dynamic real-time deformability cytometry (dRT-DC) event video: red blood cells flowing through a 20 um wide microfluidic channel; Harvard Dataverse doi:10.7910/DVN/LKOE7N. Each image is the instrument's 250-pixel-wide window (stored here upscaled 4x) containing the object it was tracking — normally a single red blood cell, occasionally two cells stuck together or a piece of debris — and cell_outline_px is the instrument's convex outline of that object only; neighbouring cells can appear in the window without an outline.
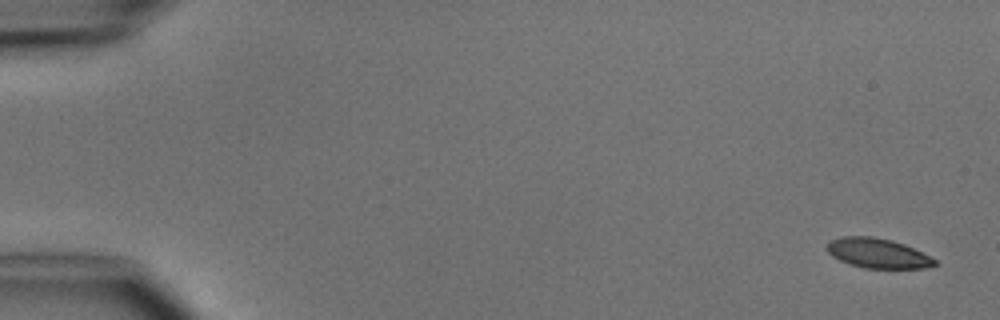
{"species": "common noctule bat (a hibernating species)", "species_latin": "Nyctalus noctula", "temperature_condition": "cold", "stored_images_in_passage": 5, "camera_frame_rate_fps": 3000, "um_per_image_px": 0.085, "animal": {"sex": "male", "body_mass_g": 15.6}, "frame": {"image": 1, "passage_image": 1, "time_ms": 0.0, "image_size_px": [1000, 320], "cell_outline_px": [[936, 264], [924, 268], [864, 268], [848, 264], [832, 256], [824, 248], [828, 240], [844, 236], [872, 236], [892, 240], [904, 244], [936, 260]], "centroid_in_image_um": [74.52, 21.51], "position_along_channel_um": 10.5, "area_um2": 18.67}}